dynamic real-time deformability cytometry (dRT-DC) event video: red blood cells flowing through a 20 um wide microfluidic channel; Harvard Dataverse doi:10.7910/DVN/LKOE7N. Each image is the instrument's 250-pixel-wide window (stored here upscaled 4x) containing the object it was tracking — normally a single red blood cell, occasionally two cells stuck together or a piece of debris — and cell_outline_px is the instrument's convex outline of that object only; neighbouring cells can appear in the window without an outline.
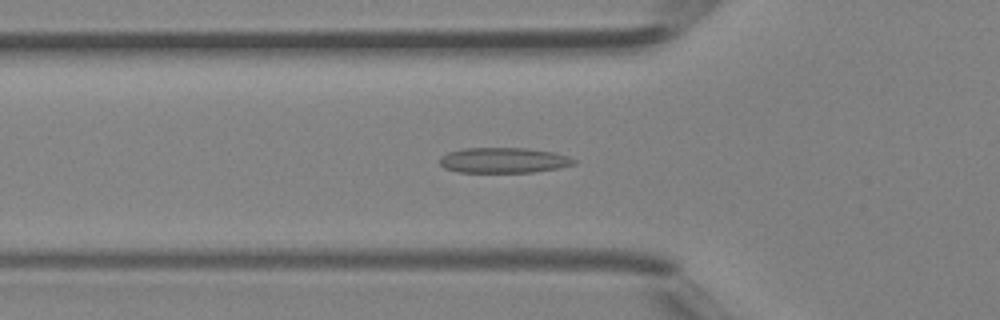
{"species": "Egyptian fruit bat (a non-hibernating species)", "species_latin": "Rousettus aegyptiacus", "temperature_condition": "room temperature", "stored_images_in_passage": 43, "camera_frame_rate_fps": 3000, "um_per_image_px": 0.085, "animal": {"sex": "female"}, "frame": {"image": 1, "passage_image": 15, "time_ms": 4.667, "image_size_px": [1000, 320], "cell_outline_px": [[576, 164], [560, 168], [532, 172], [460, 172], [444, 168], [440, 164], [440, 156], [448, 152], [464, 148], [528, 148], [552, 152], [568, 156], [576, 160]], "centroid_in_image_um": [42.81, 13.62], "position_along_channel_um": 83.0, "area_um2": 19.88}}
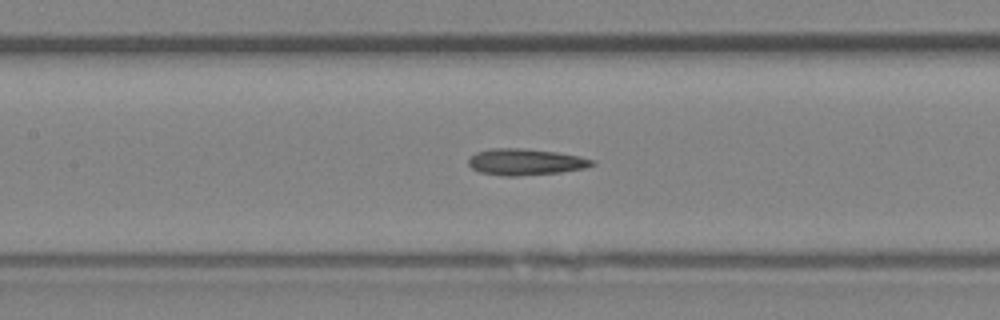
{"frame": {"image": 2, "passage_image": 20, "time_ms": 6.333, "image_size_px": [1000, 320], "cell_outline_px": [[596, 164], [584, 168], [560, 172], [516, 176], [504, 176], [480, 172], [472, 168], [468, 164], [468, 160], [476, 152], [492, 148], [524, 148], [556, 152], [580, 156], [596, 160]], "centroid_in_image_um": [44.68, 13.76], "position_along_channel_um": 162.7, "area_um2": 19.02}}
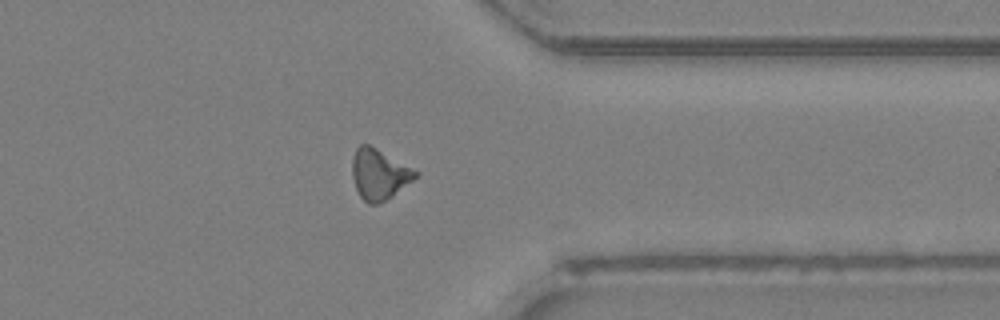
{"frame": {"image": 3, "passage_image": 34, "time_ms": 11.0, "image_size_px": [1000, 320], "cell_outline_px": [[420, 172], [412, 180], [392, 196], [380, 204], [368, 204], [360, 196], [356, 188], [352, 176], [352, 160], [356, 148], [360, 144], [368, 144], [376, 148]], "centroid_in_image_um": [32.2, 14.81], "position_along_channel_um": 379.2, "area_um2": 18.44}}